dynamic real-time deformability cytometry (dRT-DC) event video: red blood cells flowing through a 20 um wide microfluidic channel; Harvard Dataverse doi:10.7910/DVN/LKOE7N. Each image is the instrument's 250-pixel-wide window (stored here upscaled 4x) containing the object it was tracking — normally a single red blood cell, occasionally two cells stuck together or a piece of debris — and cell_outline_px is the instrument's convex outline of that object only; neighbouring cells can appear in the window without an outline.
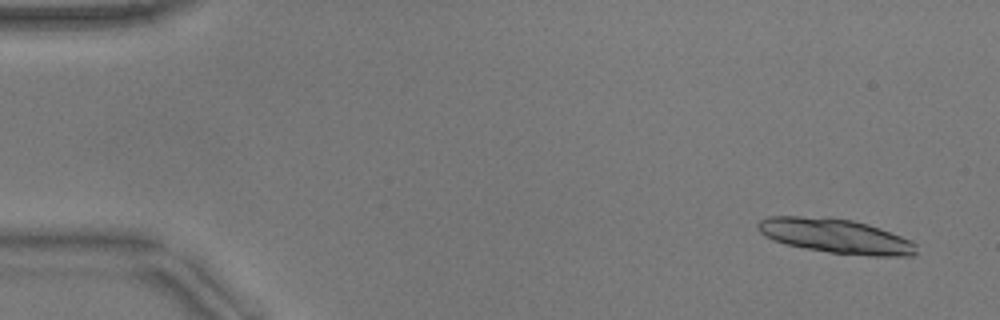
{"species": "common noctule bat (a hibernating species)", "species_latin": "Nyctalus noctula", "temperature_condition": "warm", "stored_images_in_passage": 52, "camera_frame_rate_fps": 3000, "um_per_image_px": 0.085, "animal": {"sex": "male", "body_mass_g": 17.9}, "frame": {"image": 1, "passage_image": 3, "time_ms": 0.667, "image_size_px": [1000, 320], "cell_outline_px": [[916, 252], [912, 256], [872, 256], [828, 252], [804, 248], [784, 244], [764, 236], [756, 228], [756, 224], [760, 220], [768, 216], [800, 216], [852, 220], [868, 224], [880, 228], [912, 240], [916, 244]], "centroid_in_image_um": [71.01, 20.07], "position_along_channel_um": 14.0, "area_um2": 31.85}}
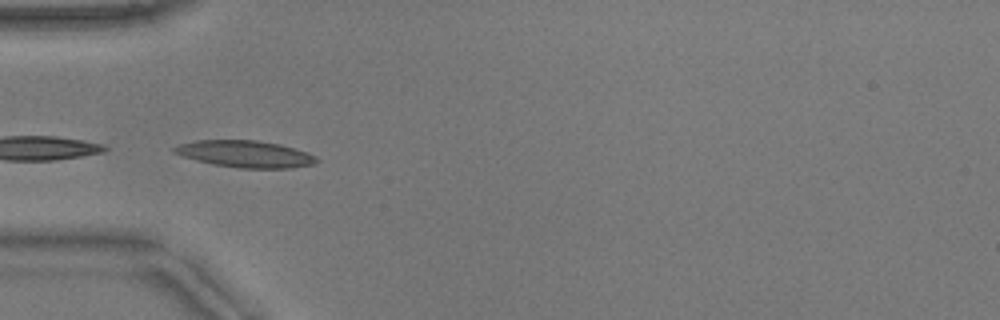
{"frame": {"image": 2, "passage_image": 17, "time_ms": 5.333, "image_size_px": [1000, 320], "cell_outline_px": [[320, 160], [312, 164], [292, 168], [240, 168], [212, 164], [180, 156], [172, 152], [172, 148], [180, 144], [196, 140], [256, 140], [280, 144], [308, 152], [316, 156]], "centroid_in_image_um": [20.83, 13.09], "position_along_channel_um": 64.2, "area_um2": 22.37}, "authors_computed_cell_mechanics": {"area_um2": 19.7676, "velocity_mm_per_s": 3.8548, "shape_relaxation_time_tau1_ms": 3.2103, "shape_relaxation_time_tau2_ms": 1.9755, "deformation_change_tau1": 0.1352, "deformation_change_tau2": 0.0788}}